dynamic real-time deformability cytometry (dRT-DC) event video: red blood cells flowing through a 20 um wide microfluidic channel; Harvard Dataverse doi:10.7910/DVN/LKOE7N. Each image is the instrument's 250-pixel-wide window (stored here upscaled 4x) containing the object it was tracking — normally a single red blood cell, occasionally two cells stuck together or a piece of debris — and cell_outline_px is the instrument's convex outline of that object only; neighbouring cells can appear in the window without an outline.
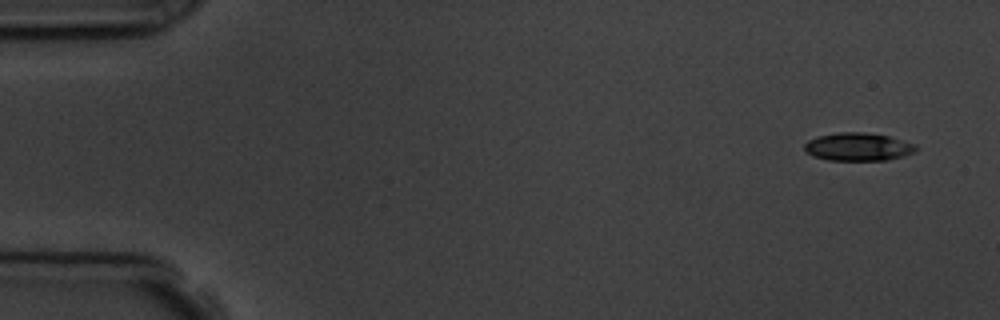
{"species": "common noctule bat (a hibernating species)", "species_latin": "Nyctalus noctula", "temperature_condition": "room temperature", "stored_images_in_passage": 7, "camera_frame_rate_fps": 3000, "um_per_image_px": 0.085, "animal": {"sex": "male", "body_mass_g": 19.5, "forearm_length_mm": 54.6}, "frame": {"image": 1, "passage_image": 1, "time_ms": 0.0, "image_size_px": [1000, 320], "cell_outline_px": [[916, 148], [912, 152], [904, 156], [888, 160], [828, 160], [812, 156], [804, 152], [804, 144], [808, 140], [816, 136], [840, 132], [864, 132], [888, 136], [916, 144]], "centroid_in_image_um": [72.88, 12.48], "position_along_channel_um": 12.1, "area_um2": 18.26}}
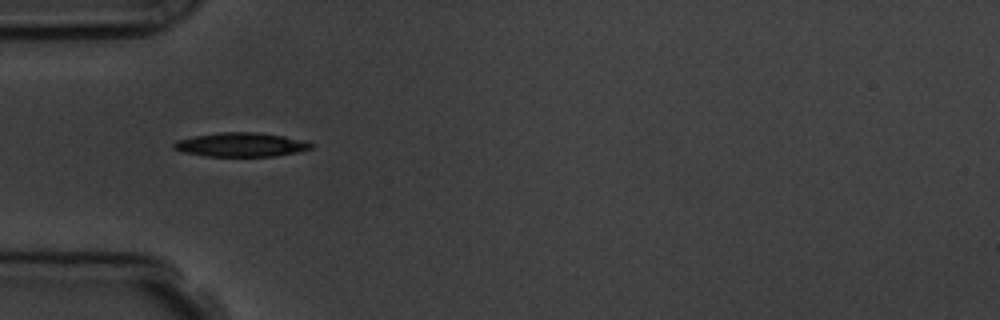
{"frame": {"image": 2, "passage_image": 5, "time_ms": 4.667, "image_size_px": [1000, 320], "cell_outline_px": [[316, 144], [312, 148], [300, 152], [276, 156], [208, 156], [184, 152], [172, 148], [172, 144], [176, 140], [192, 136], [220, 132], [256, 132], [284, 136], [304, 140]], "centroid_in_image_um": [20.52, 12.29], "position_along_channel_um": 64.5, "area_um2": 19.42}}